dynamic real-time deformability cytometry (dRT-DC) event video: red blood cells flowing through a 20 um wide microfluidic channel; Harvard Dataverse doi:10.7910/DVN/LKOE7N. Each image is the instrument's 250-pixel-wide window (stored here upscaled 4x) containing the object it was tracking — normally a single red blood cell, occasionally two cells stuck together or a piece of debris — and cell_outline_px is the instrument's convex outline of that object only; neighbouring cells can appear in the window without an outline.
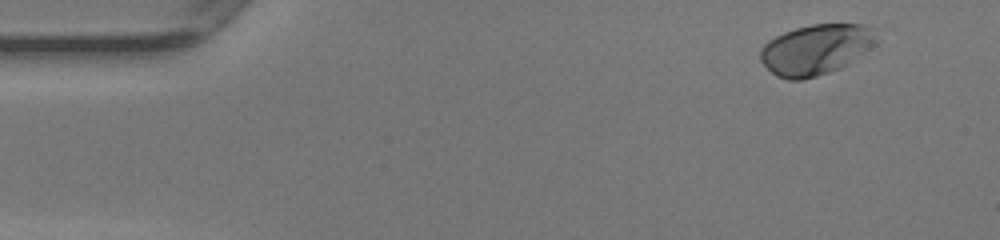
{"species": "human", "species_latin": "Homo sapiens", "temperature_condition": "warm", "stored_images_in_passage": 47, "camera_frame_rate_fps": 3000, "um_per_image_px": 0.085, "donor": {"sex": "female"}, "frame": {"image": 1, "passage_image": 1, "time_ms": 0.0, "image_size_px": [1000, 240], "cell_outline_px": [[880, 40], [876, 44], [848, 64], [840, 68], [804, 80], [788, 80], [776, 76], [760, 60], [760, 48], [768, 40], [784, 32], [796, 28], [812, 24], [864, 24], [872, 28]], "centroid_in_image_um": [69.36, 4.2], "position_along_channel_um": 15.6, "area_um2": 34.28}}
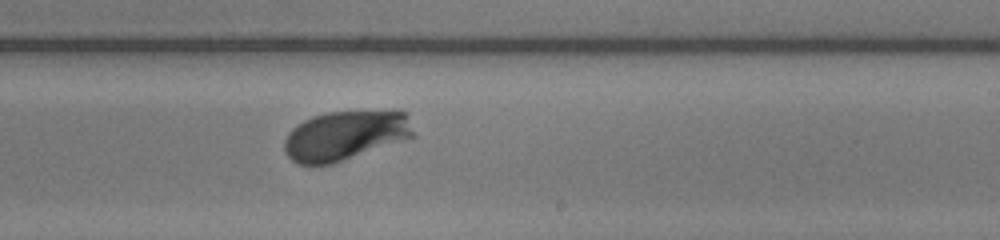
{"frame": {"image": 2, "passage_image": 27, "time_ms": 8.667, "image_size_px": [1000, 240], "cell_outline_px": [[416, 136], [332, 164], [296, 164], [284, 152], [284, 140], [288, 132], [292, 128], [304, 120], [312, 116], [328, 112], [396, 108], [400, 108], [408, 112]], "centroid_in_image_um": [29.42, 11.46], "position_along_channel_um": 259.6, "area_um2": 38.26}}
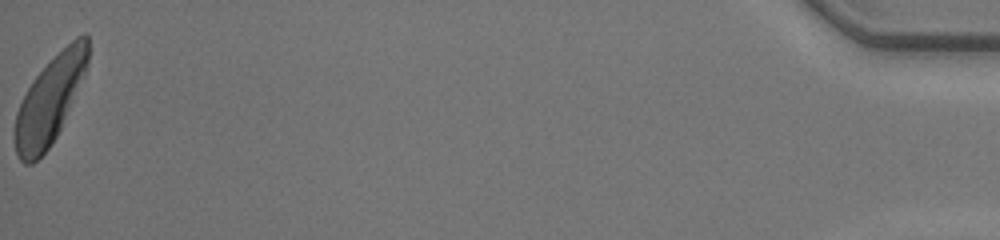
{"frame": {"image": 3, "passage_image": 47, "time_ms": 15.333, "image_size_px": [1000, 240], "cell_outline_px": [[88, 64], [84, 76], [60, 128], [56, 136], [48, 148], [32, 164], [24, 164], [20, 160], [16, 152], [12, 132], [16, 112], [32, 80], [76, 36], [84, 32], [88, 36]], "centroid_in_image_um": [4.2, 8.54], "position_along_channel_um": 431.0, "area_um2": 36.53}, "authors_computed_cell_mechanics": {"area_um2": 36.0672, "velocity_mm_per_s": 4.148, "shape_relaxation_time_tau1_ms": 1.4013, "shape_relaxation_time_tau2_ms": null, "deformation_change_tau1": 0.1108, "deformation_change_tau2": null}}